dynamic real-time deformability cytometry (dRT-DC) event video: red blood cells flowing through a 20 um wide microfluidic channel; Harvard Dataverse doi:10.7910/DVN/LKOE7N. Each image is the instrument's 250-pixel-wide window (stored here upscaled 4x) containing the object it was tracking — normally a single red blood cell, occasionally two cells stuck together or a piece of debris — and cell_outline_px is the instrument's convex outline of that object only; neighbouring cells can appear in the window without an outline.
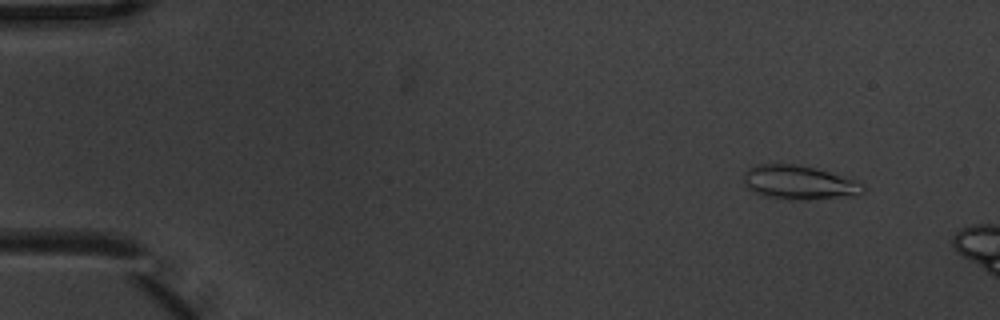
{"species": "common noctule bat (a hibernating species)", "species_latin": "Nyctalus noctula", "temperature_condition": "warm", "stored_images_in_passage": 3, "camera_frame_rate_fps": 3000, "um_per_image_px": 0.085, "animal": {"sex": "male", "body_mass_g": 20.1, "forearm_length_mm": 53.5}, "frame": {"image": 1, "passage_image": 1, "time_ms": 0.0, "image_size_px": [1000, 320], "cell_outline_px": [[868, 188], [864, 192], [856, 196], [808, 200], [792, 200], [764, 196], [748, 188], [744, 184], [744, 172], [748, 168], [756, 164], [800, 164], [816, 168], [856, 180], [864, 184]], "centroid_in_image_um": [67.97, 15.52], "position_along_channel_um": 17.0, "area_um2": 24.1}}